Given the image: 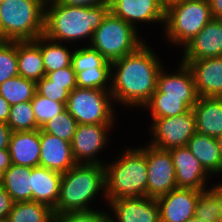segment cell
Masks as SVG:
<instances>
[{"label":"cell","mask_w":222,"mask_h":222,"mask_svg":"<svg viewBox=\"0 0 222 222\" xmlns=\"http://www.w3.org/2000/svg\"><path fill=\"white\" fill-rule=\"evenodd\" d=\"M37 126L41 129L52 118L61 113L65 108V104L49 100L39 95L37 92L31 100Z\"/></svg>","instance_id":"obj_36"},{"label":"cell","mask_w":222,"mask_h":222,"mask_svg":"<svg viewBox=\"0 0 222 222\" xmlns=\"http://www.w3.org/2000/svg\"><path fill=\"white\" fill-rule=\"evenodd\" d=\"M45 0H5L0 4V40L33 41L44 34Z\"/></svg>","instance_id":"obj_5"},{"label":"cell","mask_w":222,"mask_h":222,"mask_svg":"<svg viewBox=\"0 0 222 222\" xmlns=\"http://www.w3.org/2000/svg\"><path fill=\"white\" fill-rule=\"evenodd\" d=\"M36 91L49 100L61 102L65 105L70 94L65 85L55 84L46 75L36 82Z\"/></svg>","instance_id":"obj_38"},{"label":"cell","mask_w":222,"mask_h":222,"mask_svg":"<svg viewBox=\"0 0 222 222\" xmlns=\"http://www.w3.org/2000/svg\"><path fill=\"white\" fill-rule=\"evenodd\" d=\"M149 127L153 139L149 144L169 150L174 147L187 146L188 141L196 133L195 116L192 110L173 117L152 118Z\"/></svg>","instance_id":"obj_9"},{"label":"cell","mask_w":222,"mask_h":222,"mask_svg":"<svg viewBox=\"0 0 222 222\" xmlns=\"http://www.w3.org/2000/svg\"><path fill=\"white\" fill-rule=\"evenodd\" d=\"M63 5L93 7L105 3L106 0H55Z\"/></svg>","instance_id":"obj_41"},{"label":"cell","mask_w":222,"mask_h":222,"mask_svg":"<svg viewBox=\"0 0 222 222\" xmlns=\"http://www.w3.org/2000/svg\"><path fill=\"white\" fill-rule=\"evenodd\" d=\"M71 65L74 71H83L95 67H111V62L90 45H86L80 48L77 46V49L73 50Z\"/></svg>","instance_id":"obj_33"},{"label":"cell","mask_w":222,"mask_h":222,"mask_svg":"<svg viewBox=\"0 0 222 222\" xmlns=\"http://www.w3.org/2000/svg\"><path fill=\"white\" fill-rule=\"evenodd\" d=\"M6 124L10 127L12 132L40 129L37 126L31 101L12 105Z\"/></svg>","instance_id":"obj_31"},{"label":"cell","mask_w":222,"mask_h":222,"mask_svg":"<svg viewBox=\"0 0 222 222\" xmlns=\"http://www.w3.org/2000/svg\"><path fill=\"white\" fill-rule=\"evenodd\" d=\"M217 144H218V148L220 150V154L222 157V135L216 138Z\"/></svg>","instance_id":"obj_47"},{"label":"cell","mask_w":222,"mask_h":222,"mask_svg":"<svg viewBox=\"0 0 222 222\" xmlns=\"http://www.w3.org/2000/svg\"><path fill=\"white\" fill-rule=\"evenodd\" d=\"M11 105L0 95V121L7 123Z\"/></svg>","instance_id":"obj_45"},{"label":"cell","mask_w":222,"mask_h":222,"mask_svg":"<svg viewBox=\"0 0 222 222\" xmlns=\"http://www.w3.org/2000/svg\"><path fill=\"white\" fill-rule=\"evenodd\" d=\"M33 41L41 49L46 75L49 72L71 66L73 53V50L70 51L71 47L68 48L62 42L51 40L45 35H41Z\"/></svg>","instance_id":"obj_26"},{"label":"cell","mask_w":222,"mask_h":222,"mask_svg":"<svg viewBox=\"0 0 222 222\" xmlns=\"http://www.w3.org/2000/svg\"><path fill=\"white\" fill-rule=\"evenodd\" d=\"M180 61H193L222 56V20L213 18L183 48Z\"/></svg>","instance_id":"obj_17"},{"label":"cell","mask_w":222,"mask_h":222,"mask_svg":"<svg viewBox=\"0 0 222 222\" xmlns=\"http://www.w3.org/2000/svg\"><path fill=\"white\" fill-rule=\"evenodd\" d=\"M181 62L191 69L199 97L222 98V56Z\"/></svg>","instance_id":"obj_18"},{"label":"cell","mask_w":222,"mask_h":222,"mask_svg":"<svg viewBox=\"0 0 222 222\" xmlns=\"http://www.w3.org/2000/svg\"><path fill=\"white\" fill-rule=\"evenodd\" d=\"M0 222H8L7 219H0Z\"/></svg>","instance_id":"obj_50"},{"label":"cell","mask_w":222,"mask_h":222,"mask_svg":"<svg viewBox=\"0 0 222 222\" xmlns=\"http://www.w3.org/2000/svg\"><path fill=\"white\" fill-rule=\"evenodd\" d=\"M78 124L65 108L61 113L47 122L41 129L58 138L72 142Z\"/></svg>","instance_id":"obj_34"},{"label":"cell","mask_w":222,"mask_h":222,"mask_svg":"<svg viewBox=\"0 0 222 222\" xmlns=\"http://www.w3.org/2000/svg\"><path fill=\"white\" fill-rule=\"evenodd\" d=\"M201 191L177 188L156 198L160 222H186L196 214V204Z\"/></svg>","instance_id":"obj_16"},{"label":"cell","mask_w":222,"mask_h":222,"mask_svg":"<svg viewBox=\"0 0 222 222\" xmlns=\"http://www.w3.org/2000/svg\"><path fill=\"white\" fill-rule=\"evenodd\" d=\"M18 76L17 41L0 40V85Z\"/></svg>","instance_id":"obj_35"},{"label":"cell","mask_w":222,"mask_h":222,"mask_svg":"<svg viewBox=\"0 0 222 222\" xmlns=\"http://www.w3.org/2000/svg\"><path fill=\"white\" fill-rule=\"evenodd\" d=\"M155 54L145 42L135 52L111 62L110 92L114 104L141 109L150 100L163 67Z\"/></svg>","instance_id":"obj_1"},{"label":"cell","mask_w":222,"mask_h":222,"mask_svg":"<svg viewBox=\"0 0 222 222\" xmlns=\"http://www.w3.org/2000/svg\"><path fill=\"white\" fill-rule=\"evenodd\" d=\"M192 111L197 133L214 138L222 135V98L198 97Z\"/></svg>","instance_id":"obj_22"},{"label":"cell","mask_w":222,"mask_h":222,"mask_svg":"<svg viewBox=\"0 0 222 222\" xmlns=\"http://www.w3.org/2000/svg\"><path fill=\"white\" fill-rule=\"evenodd\" d=\"M36 92V82L19 75L6 80L0 85V95L11 106L31 101Z\"/></svg>","instance_id":"obj_29"},{"label":"cell","mask_w":222,"mask_h":222,"mask_svg":"<svg viewBox=\"0 0 222 222\" xmlns=\"http://www.w3.org/2000/svg\"><path fill=\"white\" fill-rule=\"evenodd\" d=\"M40 145L39 166L65 173L77 164L70 142L40 129Z\"/></svg>","instance_id":"obj_19"},{"label":"cell","mask_w":222,"mask_h":222,"mask_svg":"<svg viewBox=\"0 0 222 222\" xmlns=\"http://www.w3.org/2000/svg\"><path fill=\"white\" fill-rule=\"evenodd\" d=\"M109 12L108 1L97 6L85 7L63 5L55 0H48L45 3L43 35L66 44L88 39L86 45H90L94 32Z\"/></svg>","instance_id":"obj_2"},{"label":"cell","mask_w":222,"mask_h":222,"mask_svg":"<svg viewBox=\"0 0 222 222\" xmlns=\"http://www.w3.org/2000/svg\"><path fill=\"white\" fill-rule=\"evenodd\" d=\"M106 198L105 168L99 164L77 163L62 173L59 199L54 214L90 211L98 194Z\"/></svg>","instance_id":"obj_3"},{"label":"cell","mask_w":222,"mask_h":222,"mask_svg":"<svg viewBox=\"0 0 222 222\" xmlns=\"http://www.w3.org/2000/svg\"><path fill=\"white\" fill-rule=\"evenodd\" d=\"M213 19L208 0H182L165 12L166 42L184 47Z\"/></svg>","instance_id":"obj_6"},{"label":"cell","mask_w":222,"mask_h":222,"mask_svg":"<svg viewBox=\"0 0 222 222\" xmlns=\"http://www.w3.org/2000/svg\"><path fill=\"white\" fill-rule=\"evenodd\" d=\"M31 172L32 167L11 164L2 174L0 183L14 203L32 200Z\"/></svg>","instance_id":"obj_25"},{"label":"cell","mask_w":222,"mask_h":222,"mask_svg":"<svg viewBox=\"0 0 222 222\" xmlns=\"http://www.w3.org/2000/svg\"><path fill=\"white\" fill-rule=\"evenodd\" d=\"M187 147L210 175L219 176L222 173V157L216 138L196 132Z\"/></svg>","instance_id":"obj_23"},{"label":"cell","mask_w":222,"mask_h":222,"mask_svg":"<svg viewBox=\"0 0 222 222\" xmlns=\"http://www.w3.org/2000/svg\"><path fill=\"white\" fill-rule=\"evenodd\" d=\"M18 75L38 82L46 75L40 47L34 41H17Z\"/></svg>","instance_id":"obj_24"},{"label":"cell","mask_w":222,"mask_h":222,"mask_svg":"<svg viewBox=\"0 0 222 222\" xmlns=\"http://www.w3.org/2000/svg\"><path fill=\"white\" fill-rule=\"evenodd\" d=\"M182 0H159V2L161 3V5L167 9L168 7H170L173 4H176L178 2H180Z\"/></svg>","instance_id":"obj_46"},{"label":"cell","mask_w":222,"mask_h":222,"mask_svg":"<svg viewBox=\"0 0 222 222\" xmlns=\"http://www.w3.org/2000/svg\"><path fill=\"white\" fill-rule=\"evenodd\" d=\"M141 146L139 148L146 156L148 170L147 197L156 199L177 189L175 168L169 150L150 144Z\"/></svg>","instance_id":"obj_10"},{"label":"cell","mask_w":222,"mask_h":222,"mask_svg":"<svg viewBox=\"0 0 222 222\" xmlns=\"http://www.w3.org/2000/svg\"><path fill=\"white\" fill-rule=\"evenodd\" d=\"M177 68L172 74L167 73L164 66L161 68L157 76L156 90L151 97L183 98V102L192 110L199 97L192 71L181 61Z\"/></svg>","instance_id":"obj_12"},{"label":"cell","mask_w":222,"mask_h":222,"mask_svg":"<svg viewBox=\"0 0 222 222\" xmlns=\"http://www.w3.org/2000/svg\"><path fill=\"white\" fill-rule=\"evenodd\" d=\"M151 111L152 118L173 117L190 111L183 98L151 97L144 105L145 110Z\"/></svg>","instance_id":"obj_30"},{"label":"cell","mask_w":222,"mask_h":222,"mask_svg":"<svg viewBox=\"0 0 222 222\" xmlns=\"http://www.w3.org/2000/svg\"><path fill=\"white\" fill-rule=\"evenodd\" d=\"M11 157L8 149H0V182L2 174L11 166Z\"/></svg>","instance_id":"obj_43"},{"label":"cell","mask_w":222,"mask_h":222,"mask_svg":"<svg viewBox=\"0 0 222 222\" xmlns=\"http://www.w3.org/2000/svg\"><path fill=\"white\" fill-rule=\"evenodd\" d=\"M132 25L109 12L94 32L90 46L107 61L135 52L146 41Z\"/></svg>","instance_id":"obj_7"},{"label":"cell","mask_w":222,"mask_h":222,"mask_svg":"<svg viewBox=\"0 0 222 222\" xmlns=\"http://www.w3.org/2000/svg\"><path fill=\"white\" fill-rule=\"evenodd\" d=\"M110 210L99 209L54 214L53 222H110Z\"/></svg>","instance_id":"obj_37"},{"label":"cell","mask_w":222,"mask_h":222,"mask_svg":"<svg viewBox=\"0 0 222 222\" xmlns=\"http://www.w3.org/2000/svg\"><path fill=\"white\" fill-rule=\"evenodd\" d=\"M186 222H206V221L198 218L197 216H193L190 219H188Z\"/></svg>","instance_id":"obj_48"},{"label":"cell","mask_w":222,"mask_h":222,"mask_svg":"<svg viewBox=\"0 0 222 222\" xmlns=\"http://www.w3.org/2000/svg\"><path fill=\"white\" fill-rule=\"evenodd\" d=\"M213 18L222 20V0H208Z\"/></svg>","instance_id":"obj_44"},{"label":"cell","mask_w":222,"mask_h":222,"mask_svg":"<svg viewBox=\"0 0 222 222\" xmlns=\"http://www.w3.org/2000/svg\"><path fill=\"white\" fill-rule=\"evenodd\" d=\"M110 164L106 161V199L147 196L148 170L146 156L139 148H127Z\"/></svg>","instance_id":"obj_4"},{"label":"cell","mask_w":222,"mask_h":222,"mask_svg":"<svg viewBox=\"0 0 222 222\" xmlns=\"http://www.w3.org/2000/svg\"><path fill=\"white\" fill-rule=\"evenodd\" d=\"M11 133L10 127L0 121V149H8Z\"/></svg>","instance_id":"obj_42"},{"label":"cell","mask_w":222,"mask_h":222,"mask_svg":"<svg viewBox=\"0 0 222 222\" xmlns=\"http://www.w3.org/2000/svg\"><path fill=\"white\" fill-rule=\"evenodd\" d=\"M13 200L0 183V219H7L12 209Z\"/></svg>","instance_id":"obj_40"},{"label":"cell","mask_w":222,"mask_h":222,"mask_svg":"<svg viewBox=\"0 0 222 222\" xmlns=\"http://www.w3.org/2000/svg\"><path fill=\"white\" fill-rule=\"evenodd\" d=\"M113 125L78 124L73 136L71 147L77 163L104 165L105 161L99 159V152L108 146L109 130ZM108 137V138H107Z\"/></svg>","instance_id":"obj_11"},{"label":"cell","mask_w":222,"mask_h":222,"mask_svg":"<svg viewBox=\"0 0 222 222\" xmlns=\"http://www.w3.org/2000/svg\"><path fill=\"white\" fill-rule=\"evenodd\" d=\"M110 12L138 29L139 24L161 23L164 27L166 9L159 0H109ZM138 24V25H136Z\"/></svg>","instance_id":"obj_13"},{"label":"cell","mask_w":222,"mask_h":222,"mask_svg":"<svg viewBox=\"0 0 222 222\" xmlns=\"http://www.w3.org/2000/svg\"><path fill=\"white\" fill-rule=\"evenodd\" d=\"M54 212L49 206L31 201L13 203L8 222H53Z\"/></svg>","instance_id":"obj_27"},{"label":"cell","mask_w":222,"mask_h":222,"mask_svg":"<svg viewBox=\"0 0 222 222\" xmlns=\"http://www.w3.org/2000/svg\"><path fill=\"white\" fill-rule=\"evenodd\" d=\"M46 76L55 84L65 85L69 92H72L77 87L76 72L72 65L49 72Z\"/></svg>","instance_id":"obj_39"},{"label":"cell","mask_w":222,"mask_h":222,"mask_svg":"<svg viewBox=\"0 0 222 222\" xmlns=\"http://www.w3.org/2000/svg\"><path fill=\"white\" fill-rule=\"evenodd\" d=\"M113 103L110 91L76 87L65 106L77 124L114 125L117 114Z\"/></svg>","instance_id":"obj_8"},{"label":"cell","mask_w":222,"mask_h":222,"mask_svg":"<svg viewBox=\"0 0 222 222\" xmlns=\"http://www.w3.org/2000/svg\"><path fill=\"white\" fill-rule=\"evenodd\" d=\"M61 179L60 172L42 166L32 167V200L54 210L59 199Z\"/></svg>","instance_id":"obj_21"},{"label":"cell","mask_w":222,"mask_h":222,"mask_svg":"<svg viewBox=\"0 0 222 222\" xmlns=\"http://www.w3.org/2000/svg\"><path fill=\"white\" fill-rule=\"evenodd\" d=\"M106 206L114 214L110 222H160L157 200L147 196L114 199ZM115 218V219H114Z\"/></svg>","instance_id":"obj_15"},{"label":"cell","mask_w":222,"mask_h":222,"mask_svg":"<svg viewBox=\"0 0 222 222\" xmlns=\"http://www.w3.org/2000/svg\"><path fill=\"white\" fill-rule=\"evenodd\" d=\"M195 216L206 222H222V190L217 184L198 195Z\"/></svg>","instance_id":"obj_28"},{"label":"cell","mask_w":222,"mask_h":222,"mask_svg":"<svg viewBox=\"0 0 222 222\" xmlns=\"http://www.w3.org/2000/svg\"><path fill=\"white\" fill-rule=\"evenodd\" d=\"M40 148V129L11 133L8 150L12 164L39 166Z\"/></svg>","instance_id":"obj_20"},{"label":"cell","mask_w":222,"mask_h":222,"mask_svg":"<svg viewBox=\"0 0 222 222\" xmlns=\"http://www.w3.org/2000/svg\"><path fill=\"white\" fill-rule=\"evenodd\" d=\"M75 72L77 87L111 91V67H95Z\"/></svg>","instance_id":"obj_32"},{"label":"cell","mask_w":222,"mask_h":222,"mask_svg":"<svg viewBox=\"0 0 222 222\" xmlns=\"http://www.w3.org/2000/svg\"><path fill=\"white\" fill-rule=\"evenodd\" d=\"M220 188H221V190H222V183H220L219 181H218V183H216Z\"/></svg>","instance_id":"obj_49"},{"label":"cell","mask_w":222,"mask_h":222,"mask_svg":"<svg viewBox=\"0 0 222 222\" xmlns=\"http://www.w3.org/2000/svg\"><path fill=\"white\" fill-rule=\"evenodd\" d=\"M175 168L176 183L178 188L195 189L203 191L210 182V174L201 163L192 155L187 146L169 149ZM208 179V180H207ZM208 183V184H206Z\"/></svg>","instance_id":"obj_14"}]
</instances>
